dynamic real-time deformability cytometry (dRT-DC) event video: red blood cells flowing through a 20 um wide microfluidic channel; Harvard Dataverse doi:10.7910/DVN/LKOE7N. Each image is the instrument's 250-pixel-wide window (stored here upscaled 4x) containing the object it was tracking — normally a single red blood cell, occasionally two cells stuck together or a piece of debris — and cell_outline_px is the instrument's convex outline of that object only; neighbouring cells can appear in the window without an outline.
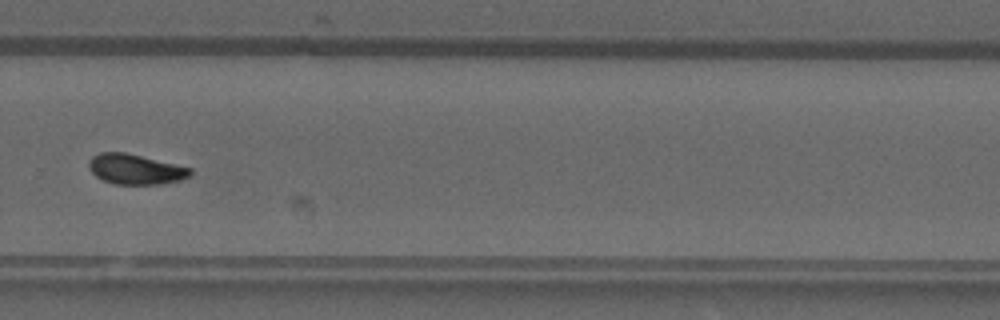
{"species": "common noctule bat (a hibernating species)", "species_latin": "Nyctalus noctula", "temperature_condition": "warm", "stored_images_in_passage": 34, "camera_frame_rate_fps": 3000, "um_per_image_px": 0.085, "animal": {"sex": "male", "forearm_length_mm": 52.5}, "frame": {"image": 1, "passage_image": 20, "time_ms": 6.333, "image_size_px": [1000, 320], "cell_outline_px": [[192, 172], [188, 176], [180, 180], [160, 184], [116, 184], [104, 180], [96, 176], [88, 168], [88, 160], [92, 156], [100, 152], [124, 152], [192, 168]], "centroid_in_image_um": [11.48, 14.38], "position_along_channel_um": 318.3, "area_um2": 17.69}}
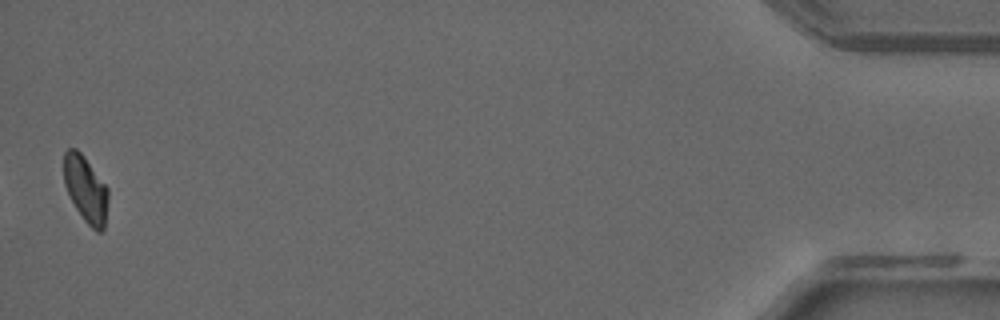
{"frame": {"image": 2, "passage_image": 34, "time_ms": 11.0, "image_size_px": [1000, 320], "cell_outline_px": [[108, 200], [104, 228], [100, 232], [96, 232], [84, 220], [76, 208], [64, 184], [64, 152], [68, 148], [76, 148], [84, 156], [108, 188]], "centroid_in_image_um": [7.29, 16.07], "position_along_channel_um": 427.9, "area_um2": 16.99}}